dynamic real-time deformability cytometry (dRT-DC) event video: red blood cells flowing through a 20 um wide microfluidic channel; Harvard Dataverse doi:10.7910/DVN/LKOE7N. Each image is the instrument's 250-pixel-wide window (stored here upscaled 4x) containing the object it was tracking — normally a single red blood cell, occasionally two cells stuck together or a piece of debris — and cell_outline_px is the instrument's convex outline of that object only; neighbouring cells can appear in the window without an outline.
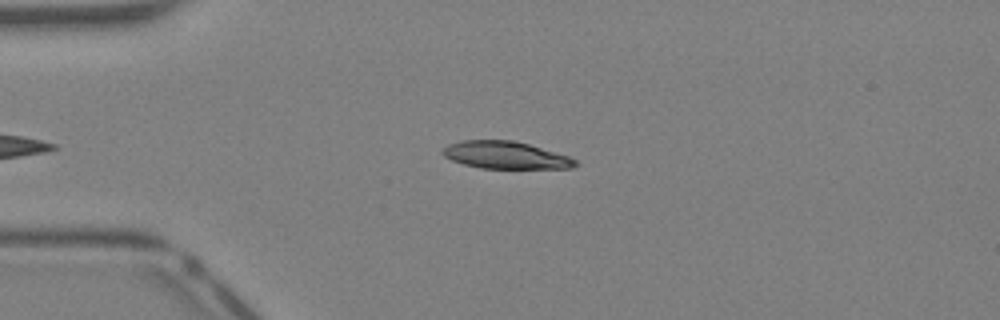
{"species": "Egyptian fruit bat (a non-hibernating species)", "species_latin": "Rousettus aegyptiacus", "temperature_condition": "warm", "stored_images_in_passage": 31, "camera_frame_rate_fps": 3000, "um_per_image_px": 0.085, "animal": {"sex": "female"}, "frame": {"image": 1, "passage_image": 4, "time_ms": 1.0, "image_size_px": [1000, 320], "cell_outline_px": [[580, 164], [572, 168], [480, 168], [464, 164], [452, 160], [444, 156], [440, 152], [448, 144], [460, 140], [512, 140], [528, 144], [568, 156], [576, 160]], "centroid_in_image_um": [42.95, 13.18], "position_along_channel_um": 42.0, "area_um2": 21.04}}
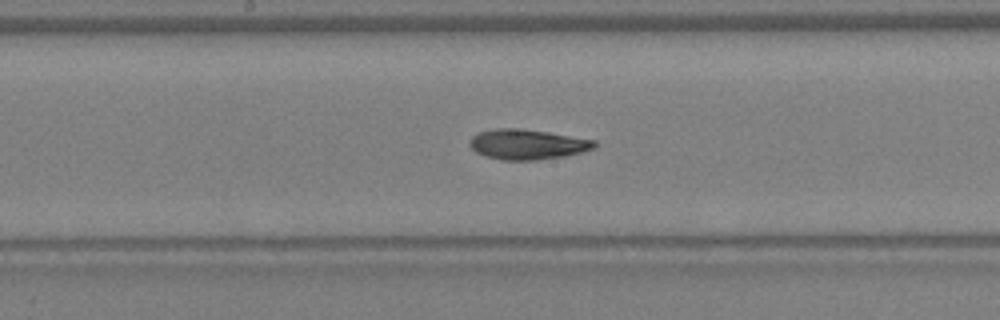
{"frame": {"image": 2, "passage_image": 15, "time_ms": 4.667, "image_size_px": [1000, 320], "cell_outline_px": [[596, 148], [564, 156], [536, 160], [500, 160], [484, 156], [476, 152], [468, 144], [468, 140], [476, 132], [496, 128], [520, 128], [548, 132], [596, 140]], "centroid_in_image_um": [44.78, 12.26], "position_along_channel_um": 203.4, "area_um2": 22.14}}
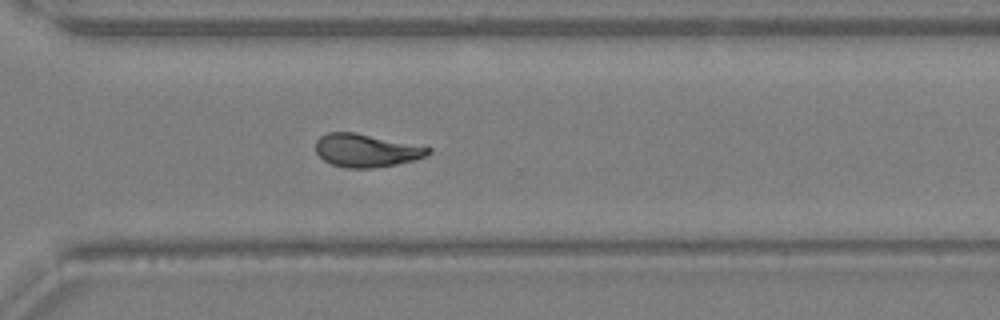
{"frame": {"image": 3, "passage_image": 23, "time_ms": 7.333, "image_size_px": [1000, 320], "cell_outline_px": [[432, 152], [424, 156], [412, 160], [396, 164], [372, 168], [344, 168], [332, 164], [324, 160], [316, 152], [316, 140], [320, 136], [328, 132], [356, 132], [432, 148]], "centroid_in_image_um": [31.1, 12.78], "position_along_channel_um": 339.5, "area_um2": 21.56}}